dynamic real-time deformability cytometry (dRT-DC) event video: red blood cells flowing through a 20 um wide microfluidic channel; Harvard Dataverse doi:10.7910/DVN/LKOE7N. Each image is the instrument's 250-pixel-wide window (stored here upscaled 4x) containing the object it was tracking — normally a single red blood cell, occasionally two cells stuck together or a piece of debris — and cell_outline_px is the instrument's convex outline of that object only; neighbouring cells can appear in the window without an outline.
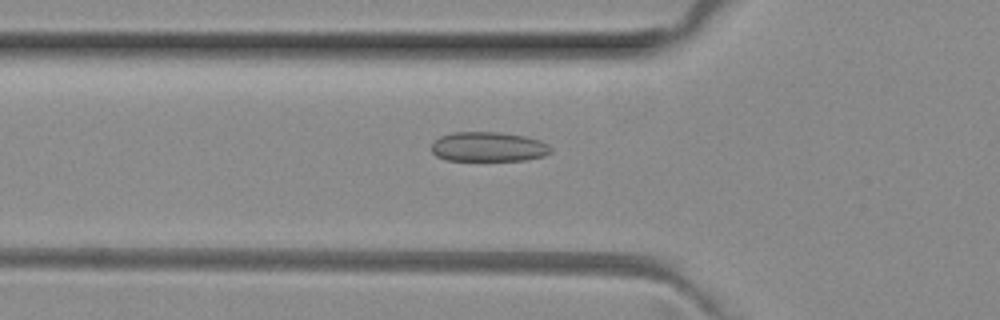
{"species": "common noctule bat (a hibernating species)", "species_latin": "Nyctalus noctula", "temperature_condition": "room temperature", "stored_images_in_passage": 38, "camera_frame_rate_fps": 3000, "um_per_image_px": 0.085, "animal": {"sex": "female", "body_mass_g": 29.2, "forearm_length_mm": 56.3}, "frame": {"image": 1, "passage_image": 5, "time_ms": 1.333, "image_size_px": [1000, 320], "cell_outline_px": [[552, 152], [544, 156], [524, 160], [448, 160], [436, 156], [432, 152], [432, 140], [440, 136], [452, 132], [500, 132], [524, 136], [540, 140], [548, 144], [552, 148]], "centroid_in_image_um": [41.51, 12.47], "position_along_channel_um": 84.3, "area_um2": 20.75}}
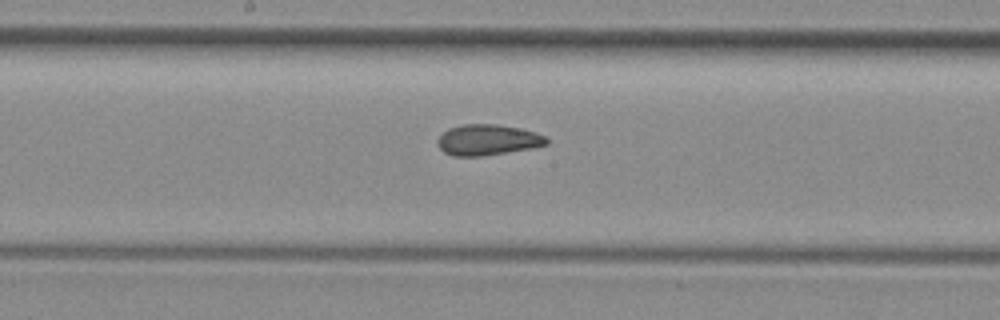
{"frame": {"image": 2, "passage_image": 14, "time_ms": 4.333, "image_size_px": [1000, 320], "cell_outline_px": [[548, 144], [532, 148], [484, 156], [452, 156], [444, 152], [436, 144], [436, 140], [448, 128], [464, 124], [496, 124], [520, 128], [536, 132], [544, 136], [548, 140]], "centroid_in_image_um": [41.44, 11.89], "position_along_channel_um": 206.8, "area_um2": 19.65}}
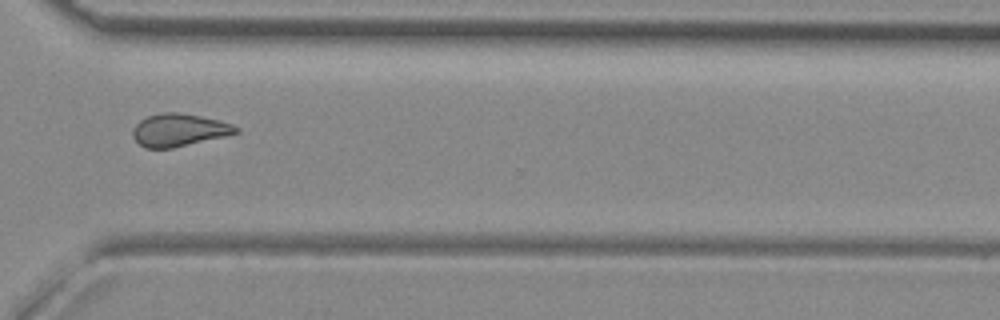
{"frame": {"image": 3, "passage_image": 25, "time_ms": 8.0, "image_size_px": [1000, 320], "cell_outline_px": [[240, 132], [224, 136], [172, 148], [144, 148], [132, 136], [132, 132], [136, 124], [140, 120], [148, 116], [164, 112], [176, 112], [200, 116], [220, 120], [232, 124], [240, 128]], "centroid_in_image_um": [15.22, 11.05], "position_along_channel_um": 355.4, "area_um2": 19.48}, "authors_computed_cell_mechanics": {"area_um2": 19.5364, "velocity_mm_per_s": 4.0597, "shape_relaxation_time_tau1_ms": null, "shape_relaxation_time_tau2_ms": 2.9182, "deformation_change_tau1": null, "deformation_change_tau2": 0.1067}}